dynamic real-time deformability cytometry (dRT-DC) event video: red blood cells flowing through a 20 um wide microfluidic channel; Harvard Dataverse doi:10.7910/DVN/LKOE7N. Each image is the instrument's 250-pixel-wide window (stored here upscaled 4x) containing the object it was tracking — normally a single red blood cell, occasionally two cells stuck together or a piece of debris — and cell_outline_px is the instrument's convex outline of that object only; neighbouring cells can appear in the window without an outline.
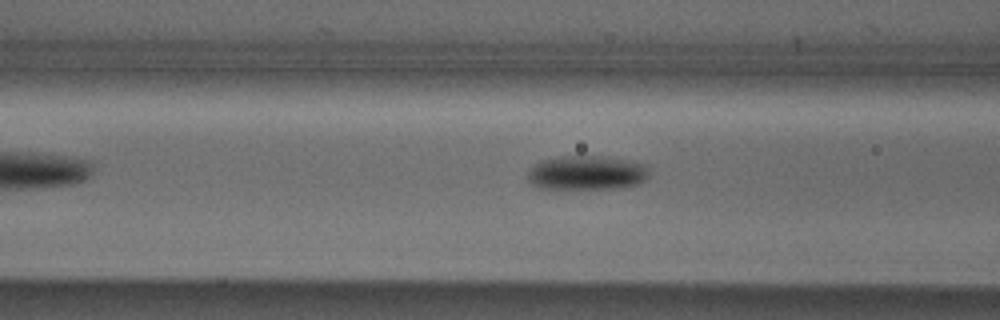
{"species": "Egyptian fruit bat (a non-hibernating species)", "species_latin": "Rousettus aegyptiacus", "temperature_condition": "cold", "stored_images_in_passage": 36, "camera_frame_rate_fps": 3000, "um_per_image_px": 0.085, "animal": {"sex": "male"}, "frame": {"image": 1, "passage_image": 4, "time_ms": 1.0, "image_size_px": [1000, 320], "cell_outline_px": [[648, 176], [644, 180], [636, 184], [612, 188], [540, 188], [532, 184], [528, 180], [528, 172], [532, 164], [540, 160], [556, 156], [608, 156], [628, 160], [644, 164], [648, 168]], "centroid_in_image_um": [49.82, 14.66], "position_along_channel_um": 116.8, "area_um2": 24.28}}
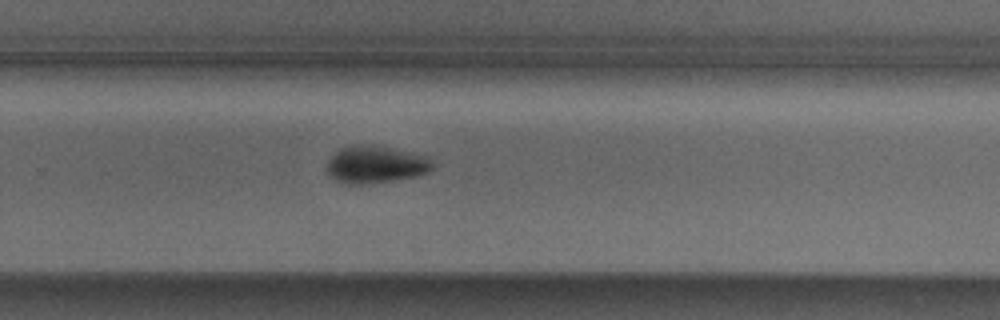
{"frame": {"image": 2, "passage_image": 18, "time_ms": 5.667, "image_size_px": [1000, 320], "cell_outline_px": [[432, 168], [428, 172], [416, 176], [392, 180], [364, 184], [348, 184], [336, 180], [328, 172], [328, 160], [340, 148], [348, 144], [372, 144], [428, 156], [432, 164]], "centroid_in_image_um": [31.91, 13.96], "position_along_channel_um": 297.9, "area_um2": 22.83}}
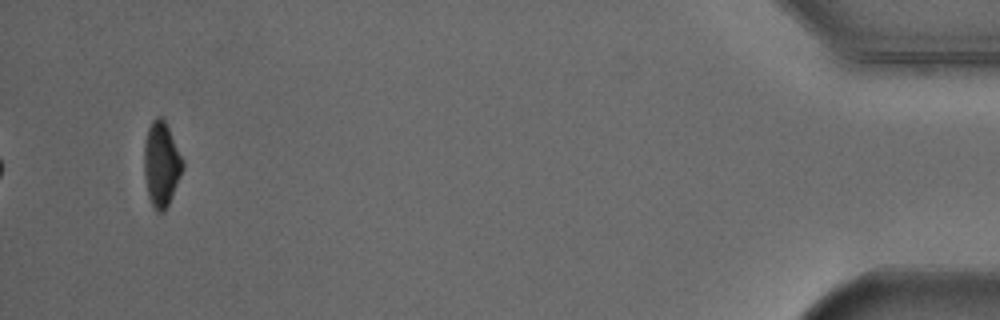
{"frame": {"image": 3, "passage_image": 34, "time_ms": 11.0, "image_size_px": [1000, 320], "cell_outline_px": [[184, 168], [168, 204], [160, 212], [156, 212], [148, 196], [144, 176], [144, 144], [148, 128], [152, 120], [156, 116], [164, 116], [184, 160]], "centroid_in_image_um": [13.72, 13.88], "position_along_channel_um": 421.5, "area_um2": 19.25}}